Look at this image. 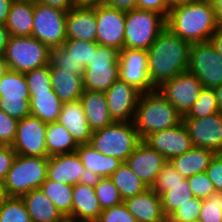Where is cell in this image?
Masks as SVG:
<instances>
[{
	"mask_svg": "<svg viewBox=\"0 0 222 222\" xmlns=\"http://www.w3.org/2000/svg\"><path fill=\"white\" fill-rule=\"evenodd\" d=\"M191 44L178 37L167 26L147 49L148 72L156 89L163 82L187 71Z\"/></svg>",
	"mask_w": 222,
	"mask_h": 222,
	"instance_id": "obj_1",
	"label": "cell"
},
{
	"mask_svg": "<svg viewBox=\"0 0 222 222\" xmlns=\"http://www.w3.org/2000/svg\"><path fill=\"white\" fill-rule=\"evenodd\" d=\"M166 25L190 44L209 41L218 27L209 0H189L170 7Z\"/></svg>",
	"mask_w": 222,
	"mask_h": 222,
	"instance_id": "obj_2",
	"label": "cell"
},
{
	"mask_svg": "<svg viewBox=\"0 0 222 222\" xmlns=\"http://www.w3.org/2000/svg\"><path fill=\"white\" fill-rule=\"evenodd\" d=\"M183 122V116L157 89L141 93L137 102L133 124L139 137L168 128Z\"/></svg>",
	"mask_w": 222,
	"mask_h": 222,
	"instance_id": "obj_3",
	"label": "cell"
},
{
	"mask_svg": "<svg viewBox=\"0 0 222 222\" xmlns=\"http://www.w3.org/2000/svg\"><path fill=\"white\" fill-rule=\"evenodd\" d=\"M49 157L16 155L7 176L2 183L4 195L21 197L39 189L48 175Z\"/></svg>",
	"mask_w": 222,
	"mask_h": 222,
	"instance_id": "obj_4",
	"label": "cell"
},
{
	"mask_svg": "<svg viewBox=\"0 0 222 222\" xmlns=\"http://www.w3.org/2000/svg\"><path fill=\"white\" fill-rule=\"evenodd\" d=\"M141 138L133 122H113L93 131L89 145L100 153L126 162Z\"/></svg>",
	"mask_w": 222,
	"mask_h": 222,
	"instance_id": "obj_5",
	"label": "cell"
},
{
	"mask_svg": "<svg viewBox=\"0 0 222 222\" xmlns=\"http://www.w3.org/2000/svg\"><path fill=\"white\" fill-rule=\"evenodd\" d=\"M50 50L33 36H10L3 55L9 70L25 74L49 65Z\"/></svg>",
	"mask_w": 222,
	"mask_h": 222,
	"instance_id": "obj_6",
	"label": "cell"
},
{
	"mask_svg": "<svg viewBox=\"0 0 222 222\" xmlns=\"http://www.w3.org/2000/svg\"><path fill=\"white\" fill-rule=\"evenodd\" d=\"M166 26V18L157 12L126 11L124 48L147 50Z\"/></svg>",
	"mask_w": 222,
	"mask_h": 222,
	"instance_id": "obj_7",
	"label": "cell"
},
{
	"mask_svg": "<svg viewBox=\"0 0 222 222\" xmlns=\"http://www.w3.org/2000/svg\"><path fill=\"white\" fill-rule=\"evenodd\" d=\"M119 51L99 45L85 67L84 90L105 93L119 79Z\"/></svg>",
	"mask_w": 222,
	"mask_h": 222,
	"instance_id": "obj_8",
	"label": "cell"
},
{
	"mask_svg": "<svg viewBox=\"0 0 222 222\" xmlns=\"http://www.w3.org/2000/svg\"><path fill=\"white\" fill-rule=\"evenodd\" d=\"M0 110L17 121L31 115L30 93L24 73L8 70L0 81Z\"/></svg>",
	"mask_w": 222,
	"mask_h": 222,
	"instance_id": "obj_9",
	"label": "cell"
},
{
	"mask_svg": "<svg viewBox=\"0 0 222 222\" xmlns=\"http://www.w3.org/2000/svg\"><path fill=\"white\" fill-rule=\"evenodd\" d=\"M66 15L63 11L34 0L32 36L50 49L66 41Z\"/></svg>",
	"mask_w": 222,
	"mask_h": 222,
	"instance_id": "obj_10",
	"label": "cell"
},
{
	"mask_svg": "<svg viewBox=\"0 0 222 222\" xmlns=\"http://www.w3.org/2000/svg\"><path fill=\"white\" fill-rule=\"evenodd\" d=\"M189 72L195 74L205 88L222 84V54L210 41L193 43L189 53Z\"/></svg>",
	"mask_w": 222,
	"mask_h": 222,
	"instance_id": "obj_11",
	"label": "cell"
},
{
	"mask_svg": "<svg viewBox=\"0 0 222 222\" xmlns=\"http://www.w3.org/2000/svg\"><path fill=\"white\" fill-rule=\"evenodd\" d=\"M202 88L197 76L187 70L163 82L156 89L184 117L198 99Z\"/></svg>",
	"mask_w": 222,
	"mask_h": 222,
	"instance_id": "obj_12",
	"label": "cell"
},
{
	"mask_svg": "<svg viewBox=\"0 0 222 222\" xmlns=\"http://www.w3.org/2000/svg\"><path fill=\"white\" fill-rule=\"evenodd\" d=\"M46 128L47 123L32 115L19 120L12 149L17 155L49 157L46 150Z\"/></svg>",
	"mask_w": 222,
	"mask_h": 222,
	"instance_id": "obj_13",
	"label": "cell"
},
{
	"mask_svg": "<svg viewBox=\"0 0 222 222\" xmlns=\"http://www.w3.org/2000/svg\"><path fill=\"white\" fill-rule=\"evenodd\" d=\"M119 80L141 93L154 91L148 72L147 50L124 48L119 52Z\"/></svg>",
	"mask_w": 222,
	"mask_h": 222,
	"instance_id": "obj_14",
	"label": "cell"
},
{
	"mask_svg": "<svg viewBox=\"0 0 222 222\" xmlns=\"http://www.w3.org/2000/svg\"><path fill=\"white\" fill-rule=\"evenodd\" d=\"M97 22L96 42L99 45L112 47L117 51L124 49L126 12L101 5L95 7Z\"/></svg>",
	"mask_w": 222,
	"mask_h": 222,
	"instance_id": "obj_15",
	"label": "cell"
},
{
	"mask_svg": "<svg viewBox=\"0 0 222 222\" xmlns=\"http://www.w3.org/2000/svg\"><path fill=\"white\" fill-rule=\"evenodd\" d=\"M193 146L222 154V112L204 118H183Z\"/></svg>",
	"mask_w": 222,
	"mask_h": 222,
	"instance_id": "obj_16",
	"label": "cell"
},
{
	"mask_svg": "<svg viewBox=\"0 0 222 222\" xmlns=\"http://www.w3.org/2000/svg\"><path fill=\"white\" fill-rule=\"evenodd\" d=\"M143 141L163 155L167 161L193 147L192 139L183 122L176 127L151 133Z\"/></svg>",
	"mask_w": 222,
	"mask_h": 222,
	"instance_id": "obj_17",
	"label": "cell"
},
{
	"mask_svg": "<svg viewBox=\"0 0 222 222\" xmlns=\"http://www.w3.org/2000/svg\"><path fill=\"white\" fill-rule=\"evenodd\" d=\"M141 92L128 83L117 80L105 92L110 117L115 122H133Z\"/></svg>",
	"mask_w": 222,
	"mask_h": 222,
	"instance_id": "obj_18",
	"label": "cell"
},
{
	"mask_svg": "<svg viewBox=\"0 0 222 222\" xmlns=\"http://www.w3.org/2000/svg\"><path fill=\"white\" fill-rule=\"evenodd\" d=\"M166 162L163 155L141 140L125 163L150 188Z\"/></svg>",
	"mask_w": 222,
	"mask_h": 222,
	"instance_id": "obj_19",
	"label": "cell"
},
{
	"mask_svg": "<svg viewBox=\"0 0 222 222\" xmlns=\"http://www.w3.org/2000/svg\"><path fill=\"white\" fill-rule=\"evenodd\" d=\"M97 22L95 7H75L67 11L66 39L96 42Z\"/></svg>",
	"mask_w": 222,
	"mask_h": 222,
	"instance_id": "obj_20",
	"label": "cell"
},
{
	"mask_svg": "<svg viewBox=\"0 0 222 222\" xmlns=\"http://www.w3.org/2000/svg\"><path fill=\"white\" fill-rule=\"evenodd\" d=\"M137 222H165L160 196L151 188L123 201Z\"/></svg>",
	"mask_w": 222,
	"mask_h": 222,
	"instance_id": "obj_21",
	"label": "cell"
},
{
	"mask_svg": "<svg viewBox=\"0 0 222 222\" xmlns=\"http://www.w3.org/2000/svg\"><path fill=\"white\" fill-rule=\"evenodd\" d=\"M84 165L77 152L49 156L47 178L63 184L80 183Z\"/></svg>",
	"mask_w": 222,
	"mask_h": 222,
	"instance_id": "obj_22",
	"label": "cell"
},
{
	"mask_svg": "<svg viewBox=\"0 0 222 222\" xmlns=\"http://www.w3.org/2000/svg\"><path fill=\"white\" fill-rule=\"evenodd\" d=\"M57 122L67 129L78 144L90 143L93 131L80 100L63 103Z\"/></svg>",
	"mask_w": 222,
	"mask_h": 222,
	"instance_id": "obj_23",
	"label": "cell"
},
{
	"mask_svg": "<svg viewBox=\"0 0 222 222\" xmlns=\"http://www.w3.org/2000/svg\"><path fill=\"white\" fill-rule=\"evenodd\" d=\"M72 212L74 222H96L103 211L95 189L81 183L73 185Z\"/></svg>",
	"mask_w": 222,
	"mask_h": 222,
	"instance_id": "obj_24",
	"label": "cell"
},
{
	"mask_svg": "<svg viewBox=\"0 0 222 222\" xmlns=\"http://www.w3.org/2000/svg\"><path fill=\"white\" fill-rule=\"evenodd\" d=\"M21 199L32 222H58L65 217L40 188L22 195Z\"/></svg>",
	"mask_w": 222,
	"mask_h": 222,
	"instance_id": "obj_25",
	"label": "cell"
},
{
	"mask_svg": "<svg viewBox=\"0 0 222 222\" xmlns=\"http://www.w3.org/2000/svg\"><path fill=\"white\" fill-rule=\"evenodd\" d=\"M80 102L92 131L103 129L114 122L108 111L105 93L84 90Z\"/></svg>",
	"mask_w": 222,
	"mask_h": 222,
	"instance_id": "obj_26",
	"label": "cell"
},
{
	"mask_svg": "<svg viewBox=\"0 0 222 222\" xmlns=\"http://www.w3.org/2000/svg\"><path fill=\"white\" fill-rule=\"evenodd\" d=\"M215 153L209 149L193 146L182 155H178L169 160L171 165L185 179L206 172L211 159Z\"/></svg>",
	"mask_w": 222,
	"mask_h": 222,
	"instance_id": "obj_27",
	"label": "cell"
},
{
	"mask_svg": "<svg viewBox=\"0 0 222 222\" xmlns=\"http://www.w3.org/2000/svg\"><path fill=\"white\" fill-rule=\"evenodd\" d=\"M34 0H14L5 23L10 36H32Z\"/></svg>",
	"mask_w": 222,
	"mask_h": 222,
	"instance_id": "obj_28",
	"label": "cell"
},
{
	"mask_svg": "<svg viewBox=\"0 0 222 222\" xmlns=\"http://www.w3.org/2000/svg\"><path fill=\"white\" fill-rule=\"evenodd\" d=\"M52 87L63 102L80 100L84 92L83 77L60 68H49Z\"/></svg>",
	"mask_w": 222,
	"mask_h": 222,
	"instance_id": "obj_29",
	"label": "cell"
},
{
	"mask_svg": "<svg viewBox=\"0 0 222 222\" xmlns=\"http://www.w3.org/2000/svg\"><path fill=\"white\" fill-rule=\"evenodd\" d=\"M76 152L84 168L99 174L102 178L110 177L123 163L118 158L100 153L89 144H79Z\"/></svg>",
	"mask_w": 222,
	"mask_h": 222,
	"instance_id": "obj_30",
	"label": "cell"
},
{
	"mask_svg": "<svg viewBox=\"0 0 222 222\" xmlns=\"http://www.w3.org/2000/svg\"><path fill=\"white\" fill-rule=\"evenodd\" d=\"M31 115L45 123L57 122L63 102L54 89L49 92L30 95Z\"/></svg>",
	"mask_w": 222,
	"mask_h": 222,
	"instance_id": "obj_31",
	"label": "cell"
},
{
	"mask_svg": "<svg viewBox=\"0 0 222 222\" xmlns=\"http://www.w3.org/2000/svg\"><path fill=\"white\" fill-rule=\"evenodd\" d=\"M79 144L58 122L47 123L46 150L48 156L75 152Z\"/></svg>",
	"mask_w": 222,
	"mask_h": 222,
	"instance_id": "obj_32",
	"label": "cell"
},
{
	"mask_svg": "<svg viewBox=\"0 0 222 222\" xmlns=\"http://www.w3.org/2000/svg\"><path fill=\"white\" fill-rule=\"evenodd\" d=\"M109 178L118 189L123 200L136 196L149 188L131 171L125 162Z\"/></svg>",
	"mask_w": 222,
	"mask_h": 222,
	"instance_id": "obj_33",
	"label": "cell"
},
{
	"mask_svg": "<svg viewBox=\"0 0 222 222\" xmlns=\"http://www.w3.org/2000/svg\"><path fill=\"white\" fill-rule=\"evenodd\" d=\"M40 189L50 198L65 217L71 214L73 199L72 185L55 182L47 178L40 186Z\"/></svg>",
	"mask_w": 222,
	"mask_h": 222,
	"instance_id": "obj_34",
	"label": "cell"
},
{
	"mask_svg": "<svg viewBox=\"0 0 222 222\" xmlns=\"http://www.w3.org/2000/svg\"><path fill=\"white\" fill-rule=\"evenodd\" d=\"M193 197L187 179L182 181L181 184L171 187V190L162 193L160 200L165 216L168 218L178 207H181Z\"/></svg>",
	"mask_w": 222,
	"mask_h": 222,
	"instance_id": "obj_35",
	"label": "cell"
},
{
	"mask_svg": "<svg viewBox=\"0 0 222 222\" xmlns=\"http://www.w3.org/2000/svg\"><path fill=\"white\" fill-rule=\"evenodd\" d=\"M0 222H32L21 197L3 198L0 204Z\"/></svg>",
	"mask_w": 222,
	"mask_h": 222,
	"instance_id": "obj_36",
	"label": "cell"
},
{
	"mask_svg": "<svg viewBox=\"0 0 222 222\" xmlns=\"http://www.w3.org/2000/svg\"><path fill=\"white\" fill-rule=\"evenodd\" d=\"M218 112L220 110L213 89L203 87L198 99L183 118H204Z\"/></svg>",
	"mask_w": 222,
	"mask_h": 222,
	"instance_id": "obj_37",
	"label": "cell"
},
{
	"mask_svg": "<svg viewBox=\"0 0 222 222\" xmlns=\"http://www.w3.org/2000/svg\"><path fill=\"white\" fill-rule=\"evenodd\" d=\"M49 68H60L82 77L85 74V67L72 58L63 46L51 48Z\"/></svg>",
	"mask_w": 222,
	"mask_h": 222,
	"instance_id": "obj_38",
	"label": "cell"
},
{
	"mask_svg": "<svg viewBox=\"0 0 222 222\" xmlns=\"http://www.w3.org/2000/svg\"><path fill=\"white\" fill-rule=\"evenodd\" d=\"M184 180L185 178L167 161L150 188L160 196L162 193L171 190V187L181 184Z\"/></svg>",
	"mask_w": 222,
	"mask_h": 222,
	"instance_id": "obj_39",
	"label": "cell"
},
{
	"mask_svg": "<svg viewBox=\"0 0 222 222\" xmlns=\"http://www.w3.org/2000/svg\"><path fill=\"white\" fill-rule=\"evenodd\" d=\"M94 189L102 210L120 205L124 201L109 177L102 178Z\"/></svg>",
	"mask_w": 222,
	"mask_h": 222,
	"instance_id": "obj_40",
	"label": "cell"
},
{
	"mask_svg": "<svg viewBox=\"0 0 222 222\" xmlns=\"http://www.w3.org/2000/svg\"><path fill=\"white\" fill-rule=\"evenodd\" d=\"M69 55L86 67L93 56V51H97V42H86L76 39H66L62 45Z\"/></svg>",
	"mask_w": 222,
	"mask_h": 222,
	"instance_id": "obj_41",
	"label": "cell"
},
{
	"mask_svg": "<svg viewBox=\"0 0 222 222\" xmlns=\"http://www.w3.org/2000/svg\"><path fill=\"white\" fill-rule=\"evenodd\" d=\"M25 78L30 95L49 92L53 89L50 78L49 65L26 72Z\"/></svg>",
	"mask_w": 222,
	"mask_h": 222,
	"instance_id": "obj_42",
	"label": "cell"
},
{
	"mask_svg": "<svg viewBox=\"0 0 222 222\" xmlns=\"http://www.w3.org/2000/svg\"><path fill=\"white\" fill-rule=\"evenodd\" d=\"M202 199L193 197L178 207L167 219L170 222H196L199 219Z\"/></svg>",
	"mask_w": 222,
	"mask_h": 222,
	"instance_id": "obj_43",
	"label": "cell"
},
{
	"mask_svg": "<svg viewBox=\"0 0 222 222\" xmlns=\"http://www.w3.org/2000/svg\"><path fill=\"white\" fill-rule=\"evenodd\" d=\"M221 193L211 194L207 199L202 200L199 215V222H222Z\"/></svg>",
	"mask_w": 222,
	"mask_h": 222,
	"instance_id": "obj_44",
	"label": "cell"
},
{
	"mask_svg": "<svg viewBox=\"0 0 222 222\" xmlns=\"http://www.w3.org/2000/svg\"><path fill=\"white\" fill-rule=\"evenodd\" d=\"M192 194L196 198L207 199L211 194L216 193L213 183L206 172L199 173L187 178Z\"/></svg>",
	"mask_w": 222,
	"mask_h": 222,
	"instance_id": "obj_45",
	"label": "cell"
},
{
	"mask_svg": "<svg viewBox=\"0 0 222 222\" xmlns=\"http://www.w3.org/2000/svg\"><path fill=\"white\" fill-rule=\"evenodd\" d=\"M96 222H137L123 202L120 205L104 209Z\"/></svg>",
	"mask_w": 222,
	"mask_h": 222,
	"instance_id": "obj_46",
	"label": "cell"
},
{
	"mask_svg": "<svg viewBox=\"0 0 222 222\" xmlns=\"http://www.w3.org/2000/svg\"><path fill=\"white\" fill-rule=\"evenodd\" d=\"M18 121L0 110V145L11 146L16 138Z\"/></svg>",
	"mask_w": 222,
	"mask_h": 222,
	"instance_id": "obj_47",
	"label": "cell"
},
{
	"mask_svg": "<svg viewBox=\"0 0 222 222\" xmlns=\"http://www.w3.org/2000/svg\"><path fill=\"white\" fill-rule=\"evenodd\" d=\"M206 174L213 183L215 192L222 193V154H215L211 159Z\"/></svg>",
	"mask_w": 222,
	"mask_h": 222,
	"instance_id": "obj_48",
	"label": "cell"
},
{
	"mask_svg": "<svg viewBox=\"0 0 222 222\" xmlns=\"http://www.w3.org/2000/svg\"><path fill=\"white\" fill-rule=\"evenodd\" d=\"M11 146L0 145V183L2 184L16 157Z\"/></svg>",
	"mask_w": 222,
	"mask_h": 222,
	"instance_id": "obj_49",
	"label": "cell"
},
{
	"mask_svg": "<svg viewBox=\"0 0 222 222\" xmlns=\"http://www.w3.org/2000/svg\"><path fill=\"white\" fill-rule=\"evenodd\" d=\"M137 8L157 12L166 19L170 9L166 0H137Z\"/></svg>",
	"mask_w": 222,
	"mask_h": 222,
	"instance_id": "obj_50",
	"label": "cell"
},
{
	"mask_svg": "<svg viewBox=\"0 0 222 222\" xmlns=\"http://www.w3.org/2000/svg\"><path fill=\"white\" fill-rule=\"evenodd\" d=\"M105 5L126 12L137 8V0H107Z\"/></svg>",
	"mask_w": 222,
	"mask_h": 222,
	"instance_id": "obj_51",
	"label": "cell"
},
{
	"mask_svg": "<svg viewBox=\"0 0 222 222\" xmlns=\"http://www.w3.org/2000/svg\"><path fill=\"white\" fill-rule=\"evenodd\" d=\"M46 6H51L53 8H57L63 11L70 10L73 5V0H35Z\"/></svg>",
	"mask_w": 222,
	"mask_h": 222,
	"instance_id": "obj_52",
	"label": "cell"
},
{
	"mask_svg": "<svg viewBox=\"0 0 222 222\" xmlns=\"http://www.w3.org/2000/svg\"><path fill=\"white\" fill-rule=\"evenodd\" d=\"M101 179L102 177L99 174L93 173L87 168H84V172L80 177V183L94 188Z\"/></svg>",
	"mask_w": 222,
	"mask_h": 222,
	"instance_id": "obj_53",
	"label": "cell"
},
{
	"mask_svg": "<svg viewBox=\"0 0 222 222\" xmlns=\"http://www.w3.org/2000/svg\"><path fill=\"white\" fill-rule=\"evenodd\" d=\"M216 52L222 54V26L217 27L211 38L209 39Z\"/></svg>",
	"mask_w": 222,
	"mask_h": 222,
	"instance_id": "obj_54",
	"label": "cell"
},
{
	"mask_svg": "<svg viewBox=\"0 0 222 222\" xmlns=\"http://www.w3.org/2000/svg\"><path fill=\"white\" fill-rule=\"evenodd\" d=\"M13 1L0 0V25H5Z\"/></svg>",
	"mask_w": 222,
	"mask_h": 222,
	"instance_id": "obj_55",
	"label": "cell"
},
{
	"mask_svg": "<svg viewBox=\"0 0 222 222\" xmlns=\"http://www.w3.org/2000/svg\"><path fill=\"white\" fill-rule=\"evenodd\" d=\"M107 0H73L75 7L94 8L105 5Z\"/></svg>",
	"mask_w": 222,
	"mask_h": 222,
	"instance_id": "obj_56",
	"label": "cell"
},
{
	"mask_svg": "<svg viewBox=\"0 0 222 222\" xmlns=\"http://www.w3.org/2000/svg\"><path fill=\"white\" fill-rule=\"evenodd\" d=\"M9 38L10 34L5 25H0V54H4Z\"/></svg>",
	"mask_w": 222,
	"mask_h": 222,
	"instance_id": "obj_57",
	"label": "cell"
},
{
	"mask_svg": "<svg viewBox=\"0 0 222 222\" xmlns=\"http://www.w3.org/2000/svg\"><path fill=\"white\" fill-rule=\"evenodd\" d=\"M214 9V13L219 26H222V0H209Z\"/></svg>",
	"mask_w": 222,
	"mask_h": 222,
	"instance_id": "obj_58",
	"label": "cell"
},
{
	"mask_svg": "<svg viewBox=\"0 0 222 222\" xmlns=\"http://www.w3.org/2000/svg\"><path fill=\"white\" fill-rule=\"evenodd\" d=\"M212 89H213L217 104L219 106V110H220V112H222V84L215 86Z\"/></svg>",
	"mask_w": 222,
	"mask_h": 222,
	"instance_id": "obj_59",
	"label": "cell"
},
{
	"mask_svg": "<svg viewBox=\"0 0 222 222\" xmlns=\"http://www.w3.org/2000/svg\"><path fill=\"white\" fill-rule=\"evenodd\" d=\"M8 64L5 61L4 55L0 54V81L4 77V75L8 72Z\"/></svg>",
	"mask_w": 222,
	"mask_h": 222,
	"instance_id": "obj_60",
	"label": "cell"
},
{
	"mask_svg": "<svg viewBox=\"0 0 222 222\" xmlns=\"http://www.w3.org/2000/svg\"><path fill=\"white\" fill-rule=\"evenodd\" d=\"M187 1H189V0H166L169 7H172L174 5L181 4V3H184Z\"/></svg>",
	"mask_w": 222,
	"mask_h": 222,
	"instance_id": "obj_61",
	"label": "cell"
},
{
	"mask_svg": "<svg viewBox=\"0 0 222 222\" xmlns=\"http://www.w3.org/2000/svg\"><path fill=\"white\" fill-rule=\"evenodd\" d=\"M4 197H5V195H4V192H3V186L0 183V204H1Z\"/></svg>",
	"mask_w": 222,
	"mask_h": 222,
	"instance_id": "obj_62",
	"label": "cell"
},
{
	"mask_svg": "<svg viewBox=\"0 0 222 222\" xmlns=\"http://www.w3.org/2000/svg\"><path fill=\"white\" fill-rule=\"evenodd\" d=\"M58 222H74L70 217H64L62 220Z\"/></svg>",
	"mask_w": 222,
	"mask_h": 222,
	"instance_id": "obj_63",
	"label": "cell"
},
{
	"mask_svg": "<svg viewBox=\"0 0 222 222\" xmlns=\"http://www.w3.org/2000/svg\"><path fill=\"white\" fill-rule=\"evenodd\" d=\"M218 207L221 209V213H222V193H221V205Z\"/></svg>",
	"mask_w": 222,
	"mask_h": 222,
	"instance_id": "obj_64",
	"label": "cell"
}]
</instances>
